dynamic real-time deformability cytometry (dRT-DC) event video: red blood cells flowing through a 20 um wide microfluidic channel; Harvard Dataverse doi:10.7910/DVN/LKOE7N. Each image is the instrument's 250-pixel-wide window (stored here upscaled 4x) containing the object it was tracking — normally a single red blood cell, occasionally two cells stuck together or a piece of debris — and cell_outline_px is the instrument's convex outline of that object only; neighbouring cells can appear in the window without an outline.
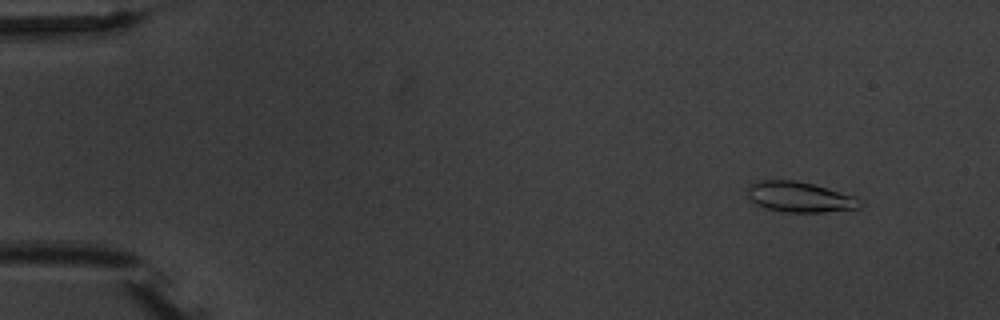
{"species": "common noctule bat (a hibernating species)", "species_latin": "Nyctalus noctula", "temperature_condition": "warm", "stored_images_in_passage": 5, "camera_frame_rate_fps": 3000, "um_per_image_px": 0.085, "animal": {"sex": "male", "body_mass_g": 20.1, "forearm_length_mm": 53.5}, "frame": {"image": 1, "passage_image": 2, "time_ms": 1.0, "image_size_px": [1000, 320], "cell_outline_px": [[860, 204], [856, 208], [824, 212], [784, 212], [764, 208], [756, 204], [748, 196], [748, 184], [756, 180], [796, 180], [812, 184], [856, 196], [860, 200]], "centroid_in_image_um": [67.92, 16.73], "position_along_channel_um": 17.1, "area_um2": 19.88}}
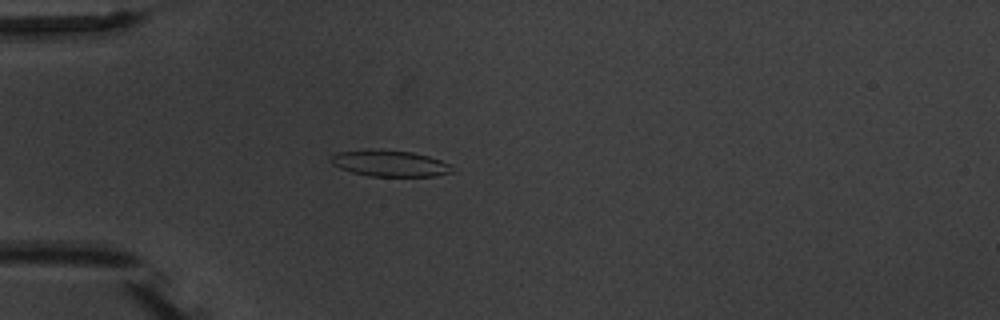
{"frame": {"image": 2, "passage_image": 5, "time_ms": 4.667, "image_size_px": [1000, 320], "cell_outline_px": [[456, 172], [436, 176], [368, 176], [352, 172], [340, 168], [332, 164], [332, 156], [336, 152], [412, 152], [428, 156], [440, 160], [448, 164]], "centroid_in_image_um": [33.22, 13.95], "position_along_channel_um": 51.8, "area_um2": 17.57}}